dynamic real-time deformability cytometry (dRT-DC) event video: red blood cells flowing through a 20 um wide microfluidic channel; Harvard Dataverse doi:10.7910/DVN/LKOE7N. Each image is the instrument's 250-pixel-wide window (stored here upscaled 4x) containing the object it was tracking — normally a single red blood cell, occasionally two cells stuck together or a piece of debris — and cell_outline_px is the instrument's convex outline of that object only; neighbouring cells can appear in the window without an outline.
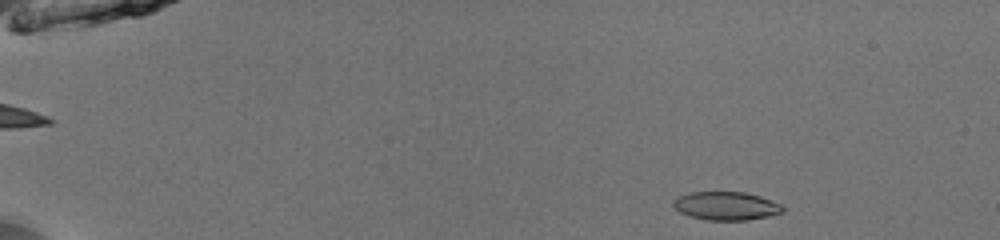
{"species": "common noctule bat (a hibernating species)", "species_latin": "Nyctalus noctula", "temperature_condition": "room temperature", "stored_images_in_passage": 7, "camera_frame_rate_fps": 3000, "um_per_image_px": 0.085, "animal": {"sex": "male", "body_mass_g": 13.0, "forearm_length_mm": 53.1}, "frame": {"image": 1, "passage_image": 7, "time_ms": 2.0, "image_size_px": [1000, 240], "cell_outline_px": [[784, 212], [768, 216], [748, 220], [704, 220], [688, 216], [680, 212], [672, 204], [680, 196], [692, 192], [744, 192], [760, 196], [780, 204], [784, 208]], "centroid_in_image_um": [61.74, 17.51], "position_along_channel_um": 23.3, "area_um2": 17.98}}